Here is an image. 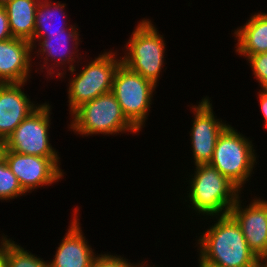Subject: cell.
Instances as JSON below:
<instances>
[{
	"label": "cell",
	"instance_id": "obj_10",
	"mask_svg": "<svg viewBox=\"0 0 267 267\" xmlns=\"http://www.w3.org/2000/svg\"><path fill=\"white\" fill-rule=\"evenodd\" d=\"M3 157L26 193L59 182L65 174L60 158L19 154L6 148Z\"/></svg>",
	"mask_w": 267,
	"mask_h": 267
},
{
	"label": "cell",
	"instance_id": "obj_22",
	"mask_svg": "<svg viewBox=\"0 0 267 267\" xmlns=\"http://www.w3.org/2000/svg\"><path fill=\"white\" fill-rule=\"evenodd\" d=\"M138 263L129 262L122 255H112L109 252L97 254L91 263V267H135Z\"/></svg>",
	"mask_w": 267,
	"mask_h": 267
},
{
	"label": "cell",
	"instance_id": "obj_5",
	"mask_svg": "<svg viewBox=\"0 0 267 267\" xmlns=\"http://www.w3.org/2000/svg\"><path fill=\"white\" fill-rule=\"evenodd\" d=\"M253 140L228 125L219 135L212 159L209 163L232 182L240 191L244 190L254 174L258 162Z\"/></svg>",
	"mask_w": 267,
	"mask_h": 267
},
{
	"label": "cell",
	"instance_id": "obj_12",
	"mask_svg": "<svg viewBox=\"0 0 267 267\" xmlns=\"http://www.w3.org/2000/svg\"><path fill=\"white\" fill-rule=\"evenodd\" d=\"M241 198L240 195L229 214L240 225L249 248L259 259L267 258V200L254 197L244 206Z\"/></svg>",
	"mask_w": 267,
	"mask_h": 267
},
{
	"label": "cell",
	"instance_id": "obj_1",
	"mask_svg": "<svg viewBox=\"0 0 267 267\" xmlns=\"http://www.w3.org/2000/svg\"><path fill=\"white\" fill-rule=\"evenodd\" d=\"M211 218L215 223L196 240L198 267H254L259 258L247 245L235 219L230 214Z\"/></svg>",
	"mask_w": 267,
	"mask_h": 267
},
{
	"label": "cell",
	"instance_id": "obj_16",
	"mask_svg": "<svg viewBox=\"0 0 267 267\" xmlns=\"http://www.w3.org/2000/svg\"><path fill=\"white\" fill-rule=\"evenodd\" d=\"M237 55L252 56L267 52V13L251 14L243 26L233 31Z\"/></svg>",
	"mask_w": 267,
	"mask_h": 267
},
{
	"label": "cell",
	"instance_id": "obj_27",
	"mask_svg": "<svg viewBox=\"0 0 267 267\" xmlns=\"http://www.w3.org/2000/svg\"><path fill=\"white\" fill-rule=\"evenodd\" d=\"M4 149H5V141L0 139V159L3 158Z\"/></svg>",
	"mask_w": 267,
	"mask_h": 267
},
{
	"label": "cell",
	"instance_id": "obj_25",
	"mask_svg": "<svg viewBox=\"0 0 267 267\" xmlns=\"http://www.w3.org/2000/svg\"><path fill=\"white\" fill-rule=\"evenodd\" d=\"M0 238V267L6 266L7 235H1Z\"/></svg>",
	"mask_w": 267,
	"mask_h": 267
},
{
	"label": "cell",
	"instance_id": "obj_13",
	"mask_svg": "<svg viewBox=\"0 0 267 267\" xmlns=\"http://www.w3.org/2000/svg\"><path fill=\"white\" fill-rule=\"evenodd\" d=\"M79 211V207L76 206L74 214L71 215L68 231L59 243V247H56L54 259L49 261L50 267H91L96 254L83 234L78 218Z\"/></svg>",
	"mask_w": 267,
	"mask_h": 267
},
{
	"label": "cell",
	"instance_id": "obj_23",
	"mask_svg": "<svg viewBox=\"0 0 267 267\" xmlns=\"http://www.w3.org/2000/svg\"><path fill=\"white\" fill-rule=\"evenodd\" d=\"M12 38L7 12L4 6H0V41Z\"/></svg>",
	"mask_w": 267,
	"mask_h": 267
},
{
	"label": "cell",
	"instance_id": "obj_21",
	"mask_svg": "<svg viewBox=\"0 0 267 267\" xmlns=\"http://www.w3.org/2000/svg\"><path fill=\"white\" fill-rule=\"evenodd\" d=\"M243 57L249 63L248 65H250L261 89L267 90V52Z\"/></svg>",
	"mask_w": 267,
	"mask_h": 267
},
{
	"label": "cell",
	"instance_id": "obj_15",
	"mask_svg": "<svg viewBox=\"0 0 267 267\" xmlns=\"http://www.w3.org/2000/svg\"><path fill=\"white\" fill-rule=\"evenodd\" d=\"M25 84H0V139L3 141L40 105L26 95Z\"/></svg>",
	"mask_w": 267,
	"mask_h": 267
},
{
	"label": "cell",
	"instance_id": "obj_24",
	"mask_svg": "<svg viewBox=\"0 0 267 267\" xmlns=\"http://www.w3.org/2000/svg\"><path fill=\"white\" fill-rule=\"evenodd\" d=\"M257 99L259 101V107L264 118V126H266L265 128L267 129V90L260 89L258 91Z\"/></svg>",
	"mask_w": 267,
	"mask_h": 267
},
{
	"label": "cell",
	"instance_id": "obj_20",
	"mask_svg": "<svg viewBox=\"0 0 267 267\" xmlns=\"http://www.w3.org/2000/svg\"><path fill=\"white\" fill-rule=\"evenodd\" d=\"M23 195L27 194L3 157L0 159V201L8 202L10 199H17Z\"/></svg>",
	"mask_w": 267,
	"mask_h": 267
},
{
	"label": "cell",
	"instance_id": "obj_18",
	"mask_svg": "<svg viewBox=\"0 0 267 267\" xmlns=\"http://www.w3.org/2000/svg\"><path fill=\"white\" fill-rule=\"evenodd\" d=\"M65 7L66 4L61 1L40 0L36 9L34 38L30 42L32 46L46 34L62 33L71 26L64 20L68 19ZM59 19L61 20L57 24L56 20Z\"/></svg>",
	"mask_w": 267,
	"mask_h": 267
},
{
	"label": "cell",
	"instance_id": "obj_7",
	"mask_svg": "<svg viewBox=\"0 0 267 267\" xmlns=\"http://www.w3.org/2000/svg\"><path fill=\"white\" fill-rule=\"evenodd\" d=\"M156 88L152 81L131 71L123 63L116 69L111 92L127 120L139 132L146 125Z\"/></svg>",
	"mask_w": 267,
	"mask_h": 267
},
{
	"label": "cell",
	"instance_id": "obj_28",
	"mask_svg": "<svg viewBox=\"0 0 267 267\" xmlns=\"http://www.w3.org/2000/svg\"><path fill=\"white\" fill-rule=\"evenodd\" d=\"M135 267H158V266L157 265H155V266L151 265L150 266L147 261H142L141 263L139 261V263Z\"/></svg>",
	"mask_w": 267,
	"mask_h": 267
},
{
	"label": "cell",
	"instance_id": "obj_8",
	"mask_svg": "<svg viewBox=\"0 0 267 267\" xmlns=\"http://www.w3.org/2000/svg\"><path fill=\"white\" fill-rule=\"evenodd\" d=\"M51 105H40L31 112L5 141V148L19 154L60 158L50 143Z\"/></svg>",
	"mask_w": 267,
	"mask_h": 267
},
{
	"label": "cell",
	"instance_id": "obj_14",
	"mask_svg": "<svg viewBox=\"0 0 267 267\" xmlns=\"http://www.w3.org/2000/svg\"><path fill=\"white\" fill-rule=\"evenodd\" d=\"M33 46L24 39L0 41V84L27 83L31 78Z\"/></svg>",
	"mask_w": 267,
	"mask_h": 267
},
{
	"label": "cell",
	"instance_id": "obj_2",
	"mask_svg": "<svg viewBox=\"0 0 267 267\" xmlns=\"http://www.w3.org/2000/svg\"><path fill=\"white\" fill-rule=\"evenodd\" d=\"M195 166L194 173L188 176L191 178L185 181L189 186L186 188L187 198L183 200L188 201V208L195 210L193 213L198 216L203 215L207 220L209 216L229 214L231 207L244 192L211 165Z\"/></svg>",
	"mask_w": 267,
	"mask_h": 267
},
{
	"label": "cell",
	"instance_id": "obj_29",
	"mask_svg": "<svg viewBox=\"0 0 267 267\" xmlns=\"http://www.w3.org/2000/svg\"><path fill=\"white\" fill-rule=\"evenodd\" d=\"M8 1H10V0H0V6L5 5Z\"/></svg>",
	"mask_w": 267,
	"mask_h": 267
},
{
	"label": "cell",
	"instance_id": "obj_6",
	"mask_svg": "<svg viewBox=\"0 0 267 267\" xmlns=\"http://www.w3.org/2000/svg\"><path fill=\"white\" fill-rule=\"evenodd\" d=\"M112 50H104L95 59L83 64L86 66L79 73H74L76 67L69 70L74 75L73 78L69 77L67 88L69 115L80 105L112 91L114 74L122 63V57H118L119 52Z\"/></svg>",
	"mask_w": 267,
	"mask_h": 267
},
{
	"label": "cell",
	"instance_id": "obj_11",
	"mask_svg": "<svg viewBox=\"0 0 267 267\" xmlns=\"http://www.w3.org/2000/svg\"><path fill=\"white\" fill-rule=\"evenodd\" d=\"M210 100L211 98L206 96L199 100L197 105L190 104L194 114L189 132L194 165L210 163L218 137L229 125L221 118L217 119Z\"/></svg>",
	"mask_w": 267,
	"mask_h": 267
},
{
	"label": "cell",
	"instance_id": "obj_26",
	"mask_svg": "<svg viewBox=\"0 0 267 267\" xmlns=\"http://www.w3.org/2000/svg\"><path fill=\"white\" fill-rule=\"evenodd\" d=\"M254 267H267V258L259 259Z\"/></svg>",
	"mask_w": 267,
	"mask_h": 267
},
{
	"label": "cell",
	"instance_id": "obj_3",
	"mask_svg": "<svg viewBox=\"0 0 267 267\" xmlns=\"http://www.w3.org/2000/svg\"><path fill=\"white\" fill-rule=\"evenodd\" d=\"M70 116L68 129L77 135H121L139 131L127 120L112 92L99 95L97 98L80 105Z\"/></svg>",
	"mask_w": 267,
	"mask_h": 267
},
{
	"label": "cell",
	"instance_id": "obj_17",
	"mask_svg": "<svg viewBox=\"0 0 267 267\" xmlns=\"http://www.w3.org/2000/svg\"><path fill=\"white\" fill-rule=\"evenodd\" d=\"M40 0H10L5 5L13 38L31 42L34 38L36 9Z\"/></svg>",
	"mask_w": 267,
	"mask_h": 267
},
{
	"label": "cell",
	"instance_id": "obj_4",
	"mask_svg": "<svg viewBox=\"0 0 267 267\" xmlns=\"http://www.w3.org/2000/svg\"><path fill=\"white\" fill-rule=\"evenodd\" d=\"M151 19L143 18L138 22L126 45L122 63L131 71L152 81L158 87L160 72L165 67L166 43L163 35ZM165 60V61H164Z\"/></svg>",
	"mask_w": 267,
	"mask_h": 267
},
{
	"label": "cell",
	"instance_id": "obj_19",
	"mask_svg": "<svg viewBox=\"0 0 267 267\" xmlns=\"http://www.w3.org/2000/svg\"><path fill=\"white\" fill-rule=\"evenodd\" d=\"M10 238H7V267H50L49 261L43 260Z\"/></svg>",
	"mask_w": 267,
	"mask_h": 267
},
{
	"label": "cell",
	"instance_id": "obj_9",
	"mask_svg": "<svg viewBox=\"0 0 267 267\" xmlns=\"http://www.w3.org/2000/svg\"><path fill=\"white\" fill-rule=\"evenodd\" d=\"M76 27L77 25L71 24V26L64 29L62 33L46 34L33 45L32 52H35L33 54L37 53V58H42L44 60L42 62L43 64H39L41 65L40 72L43 73V69H47V79L49 78V75L51 78H53L54 74H56V76H58L60 79L66 78L64 76H66L65 74L67 70L64 69L68 67L67 65H69V71L78 66L80 63L79 61L82 60V55L78 53V45L81 43V38L79 37L80 32L78 27ZM68 43H70L71 46H69ZM34 49L36 51H34ZM48 62H52L51 65H49L50 63ZM76 62L78 65H76ZM61 68L62 70H60ZM58 70L60 71L58 72Z\"/></svg>",
	"mask_w": 267,
	"mask_h": 267
}]
</instances>
